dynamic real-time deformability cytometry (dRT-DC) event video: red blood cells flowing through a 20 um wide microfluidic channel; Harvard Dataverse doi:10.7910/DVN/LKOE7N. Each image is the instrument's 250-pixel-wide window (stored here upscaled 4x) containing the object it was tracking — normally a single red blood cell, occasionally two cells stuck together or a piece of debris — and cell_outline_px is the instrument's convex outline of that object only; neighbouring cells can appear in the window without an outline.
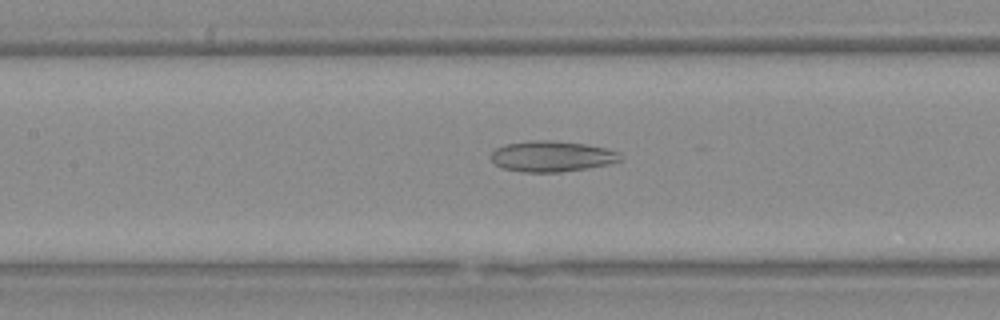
{"species": "Egyptian fruit bat (a non-hibernating species)", "species_latin": "Rousettus aegyptiacus", "temperature_condition": "warm", "stored_images_in_passage": 49, "camera_frame_rate_fps": 3000, "um_per_image_px": 0.085, "animal": {"sex": "female"}, "frame": {"image": 1, "passage_image": 20, "time_ms": 6.333, "image_size_px": [1000, 320], "cell_outline_px": [[620, 160], [608, 164], [588, 168], [560, 172], [524, 172], [504, 168], [496, 164], [492, 160], [492, 152], [496, 148], [504, 144], [528, 140], [552, 140], [584, 144], [604, 148], [616, 152], [620, 156]], "centroid_in_image_um": [46.86, 13.28], "position_along_channel_um": 160.5, "area_um2": 22.95}}
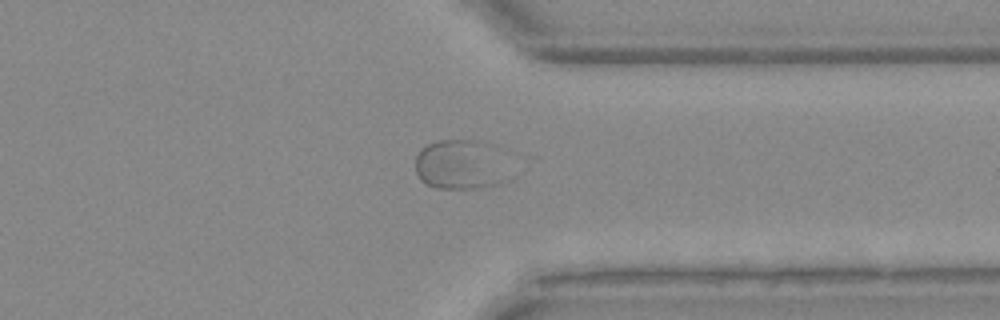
{"frame": {"image": 2, "passage_image": 37, "time_ms": 12.0, "image_size_px": [1000, 320], "cell_outline_px": [[496, 148], [492, 184], [480, 188], [436, 188], [420, 180], [416, 172], [416, 156], [428, 144], [436, 140], [480, 140], [492, 144]], "centroid_in_image_um": [38.82, 13.94], "position_along_channel_um": 372.6, "area_um2": 24.8}}
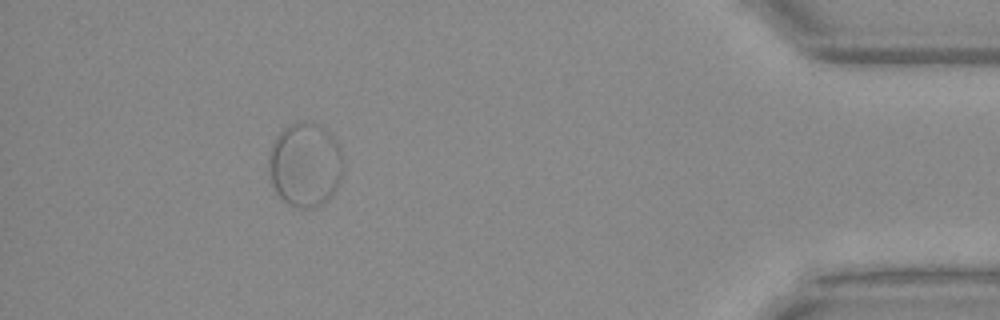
{"frame": {"image": 3, "passage_image": 44, "time_ms": 14.333, "image_size_px": [1000, 320], "cell_outline_px": [[340, 176], [336, 188], [328, 200], [320, 204], [308, 208], [300, 208], [284, 200], [276, 192], [272, 184], [268, 168], [268, 152], [280, 128], [292, 124], [312, 120], [328, 132], [332, 136], [336, 144], [340, 156]], "centroid_in_image_um": [25.86, 13.97], "position_along_channel_um": 409.3, "area_um2": 35.95}}